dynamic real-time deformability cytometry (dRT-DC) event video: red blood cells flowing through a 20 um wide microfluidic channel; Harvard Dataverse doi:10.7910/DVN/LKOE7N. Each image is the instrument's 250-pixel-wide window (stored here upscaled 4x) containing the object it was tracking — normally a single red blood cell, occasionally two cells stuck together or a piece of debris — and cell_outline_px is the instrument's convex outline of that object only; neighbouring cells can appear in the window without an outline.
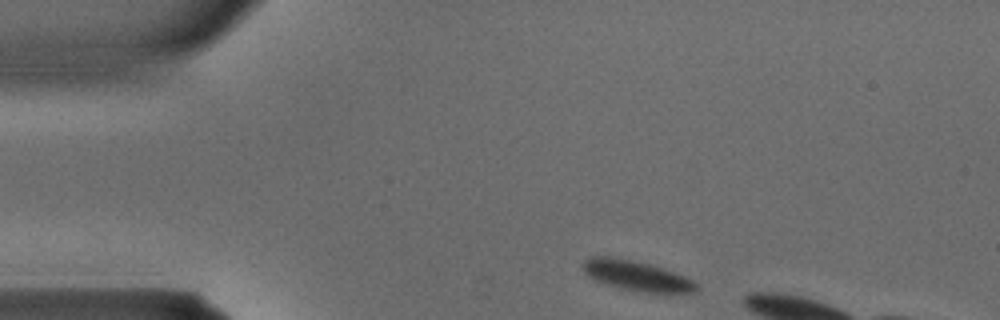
{"species": "common noctule bat (a hibernating species)", "species_latin": "Nyctalus noctula", "temperature_condition": "warm", "stored_images_in_passage": 8, "camera_frame_rate_fps": 3000, "um_per_image_px": 0.085, "animal": {"sex": "male", "body_mass_g": 15.6}, "frame": {"image": 1, "passage_image": 1, "time_ms": 0.0, "image_size_px": [1000, 320], "cell_outline_px": [[700, 288], [696, 292], [648, 292], [624, 288], [608, 284], [596, 280], [588, 276], [580, 268], [580, 264], [584, 260], [592, 256], [608, 256], [632, 260], [664, 268], [692, 280]], "centroid_in_image_um": [54.06, 23.41], "position_along_channel_um": 30.9, "area_um2": 19.54}}
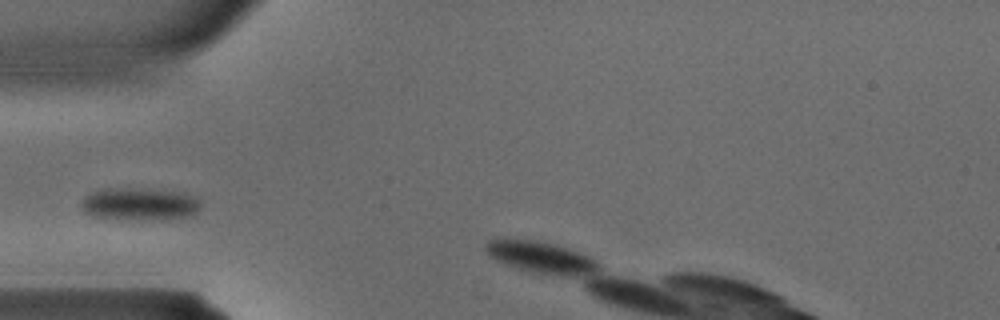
{"frame": {"image": 2, "passage_image": 6, "time_ms": 1.667, "image_size_px": [1000, 320], "cell_outline_px": [[200, 208], [196, 212], [184, 216], [136, 220], [104, 220], [92, 216], [84, 212], [80, 204], [84, 196], [92, 192], [104, 188], [132, 188], [184, 192], [200, 200]], "centroid_in_image_um": [11.75, 17.35], "position_along_channel_um": 73.2, "area_um2": 22.83}}